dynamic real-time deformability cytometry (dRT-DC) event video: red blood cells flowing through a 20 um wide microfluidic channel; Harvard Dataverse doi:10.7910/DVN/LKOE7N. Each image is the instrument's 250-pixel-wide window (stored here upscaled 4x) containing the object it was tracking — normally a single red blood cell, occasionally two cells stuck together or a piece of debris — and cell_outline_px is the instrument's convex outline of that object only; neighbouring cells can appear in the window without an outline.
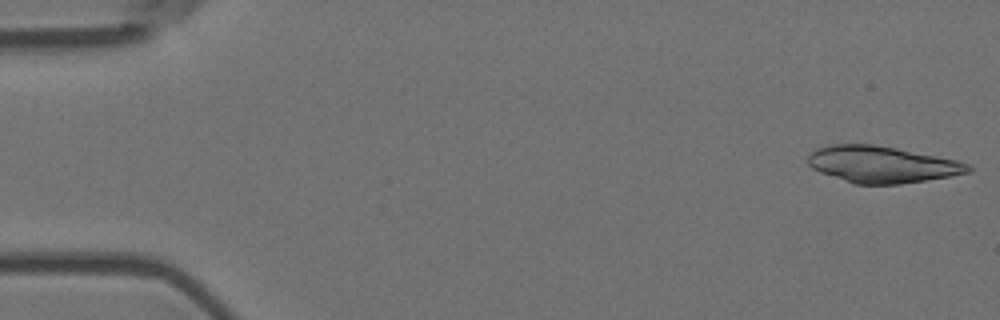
{"species": "Egyptian fruit bat (a non-hibernating species)", "species_latin": "Rousettus aegyptiacus", "temperature_condition": "room temperature", "stored_images_in_passage": 11, "camera_frame_rate_fps": 3000, "um_per_image_px": 0.085, "animal": {"sex": "female"}, "frame": {"image": 1, "passage_image": 1, "time_ms": 0.0, "image_size_px": [1000, 320], "cell_outline_px": [[972, 172], [900, 184], [852, 184], [820, 172], [812, 168], [808, 164], [808, 156], [816, 148], [832, 144], [872, 144], [896, 148], [956, 160], [968, 164], [972, 168]], "centroid_in_image_um": [74.93, 13.98], "position_along_channel_um": 10.1, "area_um2": 33.99}}
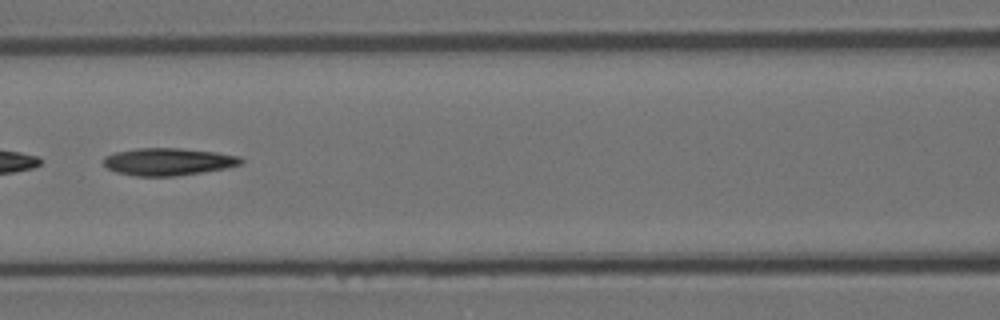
{"frame": {"image": 2, "passage_image": 7, "time_ms": 2.0, "image_size_px": [1000, 320], "cell_outline_px": [[244, 160], [240, 164], [224, 168], [176, 176], [136, 176], [116, 172], [108, 168], [104, 164], [104, 156], [116, 152], [136, 148], [180, 148], [216, 152], [240, 156]], "centroid_in_image_um": [14.28, 13.73], "position_along_channel_um": 152.3, "area_um2": 21.79}}
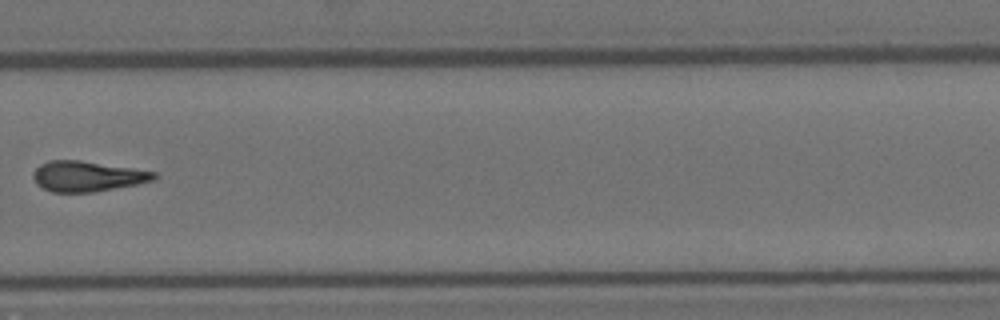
{"frame": {"image": 3, "passage_image": 11, "time_ms": 3.333, "image_size_px": [1000, 320], "cell_outline_px": [[156, 176], [152, 180], [136, 184], [92, 192], [52, 192], [36, 184], [32, 176], [32, 172], [40, 164], [48, 160], [80, 160], [132, 168], [156, 172]], "centroid_in_image_um": [7.36, 14.97], "position_along_channel_um": 322.4, "area_um2": 21.21}}